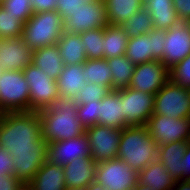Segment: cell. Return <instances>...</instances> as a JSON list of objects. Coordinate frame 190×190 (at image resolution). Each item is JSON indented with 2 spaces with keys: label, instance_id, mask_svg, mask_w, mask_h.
Masks as SVG:
<instances>
[{
  "label": "cell",
  "instance_id": "1",
  "mask_svg": "<svg viewBox=\"0 0 190 190\" xmlns=\"http://www.w3.org/2000/svg\"><path fill=\"white\" fill-rule=\"evenodd\" d=\"M47 145L38 112L0 114V148L9 151L14 176L22 183H29L47 160Z\"/></svg>",
  "mask_w": 190,
  "mask_h": 190
},
{
  "label": "cell",
  "instance_id": "2",
  "mask_svg": "<svg viewBox=\"0 0 190 190\" xmlns=\"http://www.w3.org/2000/svg\"><path fill=\"white\" fill-rule=\"evenodd\" d=\"M77 106L75 100H60L54 106L38 111L42 137L47 144L85 134V127L77 117Z\"/></svg>",
  "mask_w": 190,
  "mask_h": 190
},
{
  "label": "cell",
  "instance_id": "3",
  "mask_svg": "<svg viewBox=\"0 0 190 190\" xmlns=\"http://www.w3.org/2000/svg\"><path fill=\"white\" fill-rule=\"evenodd\" d=\"M158 146L146 125L124 127L120 135L117 157L139 172L157 160Z\"/></svg>",
  "mask_w": 190,
  "mask_h": 190
},
{
  "label": "cell",
  "instance_id": "4",
  "mask_svg": "<svg viewBox=\"0 0 190 190\" xmlns=\"http://www.w3.org/2000/svg\"><path fill=\"white\" fill-rule=\"evenodd\" d=\"M64 32V21L56 10L33 13L24 23L23 41L32 49L55 45Z\"/></svg>",
  "mask_w": 190,
  "mask_h": 190
},
{
  "label": "cell",
  "instance_id": "5",
  "mask_svg": "<svg viewBox=\"0 0 190 190\" xmlns=\"http://www.w3.org/2000/svg\"><path fill=\"white\" fill-rule=\"evenodd\" d=\"M29 86L23 71L0 73V114L30 111Z\"/></svg>",
  "mask_w": 190,
  "mask_h": 190
},
{
  "label": "cell",
  "instance_id": "6",
  "mask_svg": "<svg viewBox=\"0 0 190 190\" xmlns=\"http://www.w3.org/2000/svg\"><path fill=\"white\" fill-rule=\"evenodd\" d=\"M23 74L30 91V111L38 112L54 106L61 100L57 81L45 74L39 67L30 64L23 69Z\"/></svg>",
  "mask_w": 190,
  "mask_h": 190
},
{
  "label": "cell",
  "instance_id": "7",
  "mask_svg": "<svg viewBox=\"0 0 190 190\" xmlns=\"http://www.w3.org/2000/svg\"><path fill=\"white\" fill-rule=\"evenodd\" d=\"M181 119L190 117V101L186 87L169 79L155 94L154 113Z\"/></svg>",
  "mask_w": 190,
  "mask_h": 190
},
{
  "label": "cell",
  "instance_id": "8",
  "mask_svg": "<svg viewBox=\"0 0 190 190\" xmlns=\"http://www.w3.org/2000/svg\"><path fill=\"white\" fill-rule=\"evenodd\" d=\"M95 181L108 190H132L138 183V172L117 157L97 163Z\"/></svg>",
  "mask_w": 190,
  "mask_h": 190
},
{
  "label": "cell",
  "instance_id": "9",
  "mask_svg": "<svg viewBox=\"0 0 190 190\" xmlns=\"http://www.w3.org/2000/svg\"><path fill=\"white\" fill-rule=\"evenodd\" d=\"M165 40L166 31L153 28L149 33L130 38L125 56L135 65L154 60L161 61Z\"/></svg>",
  "mask_w": 190,
  "mask_h": 190
},
{
  "label": "cell",
  "instance_id": "10",
  "mask_svg": "<svg viewBox=\"0 0 190 190\" xmlns=\"http://www.w3.org/2000/svg\"><path fill=\"white\" fill-rule=\"evenodd\" d=\"M146 126L157 146L190 140V117L176 119L166 115L153 114Z\"/></svg>",
  "mask_w": 190,
  "mask_h": 190
},
{
  "label": "cell",
  "instance_id": "11",
  "mask_svg": "<svg viewBox=\"0 0 190 190\" xmlns=\"http://www.w3.org/2000/svg\"><path fill=\"white\" fill-rule=\"evenodd\" d=\"M109 24L104 0H85L64 21V31L82 33L95 28H105Z\"/></svg>",
  "mask_w": 190,
  "mask_h": 190
},
{
  "label": "cell",
  "instance_id": "12",
  "mask_svg": "<svg viewBox=\"0 0 190 190\" xmlns=\"http://www.w3.org/2000/svg\"><path fill=\"white\" fill-rule=\"evenodd\" d=\"M122 108L127 126L147 125L154 113L155 95L131 89H120Z\"/></svg>",
  "mask_w": 190,
  "mask_h": 190
},
{
  "label": "cell",
  "instance_id": "13",
  "mask_svg": "<svg viewBox=\"0 0 190 190\" xmlns=\"http://www.w3.org/2000/svg\"><path fill=\"white\" fill-rule=\"evenodd\" d=\"M122 129L96 124L85 128L95 163L117 158Z\"/></svg>",
  "mask_w": 190,
  "mask_h": 190
},
{
  "label": "cell",
  "instance_id": "14",
  "mask_svg": "<svg viewBox=\"0 0 190 190\" xmlns=\"http://www.w3.org/2000/svg\"><path fill=\"white\" fill-rule=\"evenodd\" d=\"M169 79V69L160 60H154L135 65L129 87L155 95Z\"/></svg>",
  "mask_w": 190,
  "mask_h": 190
},
{
  "label": "cell",
  "instance_id": "15",
  "mask_svg": "<svg viewBox=\"0 0 190 190\" xmlns=\"http://www.w3.org/2000/svg\"><path fill=\"white\" fill-rule=\"evenodd\" d=\"M164 44L161 62L170 69L190 55V27L188 24L180 21L166 30Z\"/></svg>",
  "mask_w": 190,
  "mask_h": 190
},
{
  "label": "cell",
  "instance_id": "16",
  "mask_svg": "<svg viewBox=\"0 0 190 190\" xmlns=\"http://www.w3.org/2000/svg\"><path fill=\"white\" fill-rule=\"evenodd\" d=\"M79 157H91L89 141L85 134L68 140L51 142L47 145V160L54 164L64 167Z\"/></svg>",
  "mask_w": 190,
  "mask_h": 190
},
{
  "label": "cell",
  "instance_id": "17",
  "mask_svg": "<svg viewBox=\"0 0 190 190\" xmlns=\"http://www.w3.org/2000/svg\"><path fill=\"white\" fill-rule=\"evenodd\" d=\"M33 50L23 41L22 37L0 39V69L23 71L32 64Z\"/></svg>",
  "mask_w": 190,
  "mask_h": 190
},
{
  "label": "cell",
  "instance_id": "18",
  "mask_svg": "<svg viewBox=\"0 0 190 190\" xmlns=\"http://www.w3.org/2000/svg\"><path fill=\"white\" fill-rule=\"evenodd\" d=\"M97 163L92 157L77 158L64 166L67 188L85 189L95 181Z\"/></svg>",
  "mask_w": 190,
  "mask_h": 190
},
{
  "label": "cell",
  "instance_id": "19",
  "mask_svg": "<svg viewBox=\"0 0 190 190\" xmlns=\"http://www.w3.org/2000/svg\"><path fill=\"white\" fill-rule=\"evenodd\" d=\"M98 124L118 129L126 127L120 90L109 91L100 101Z\"/></svg>",
  "mask_w": 190,
  "mask_h": 190
},
{
  "label": "cell",
  "instance_id": "20",
  "mask_svg": "<svg viewBox=\"0 0 190 190\" xmlns=\"http://www.w3.org/2000/svg\"><path fill=\"white\" fill-rule=\"evenodd\" d=\"M189 141H177L158 146L157 160L168 170L169 175L175 180H183L181 160L186 153Z\"/></svg>",
  "mask_w": 190,
  "mask_h": 190
},
{
  "label": "cell",
  "instance_id": "21",
  "mask_svg": "<svg viewBox=\"0 0 190 190\" xmlns=\"http://www.w3.org/2000/svg\"><path fill=\"white\" fill-rule=\"evenodd\" d=\"M56 81L61 100H74L86 84L83 64L64 65Z\"/></svg>",
  "mask_w": 190,
  "mask_h": 190
},
{
  "label": "cell",
  "instance_id": "22",
  "mask_svg": "<svg viewBox=\"0 0 190 190\" xmlns=\"http://www.w3.org/2000/svg\"><path fill=\"white\" fill-rule=\"evenodd\" d=\"M143 8L150 13L155 29L166 31L180 22L173 0H143Z\"/></svg>",
  "mask_w": 190,
  "mask_h": 190
},
{
  "label": "cell",
  "instance_id": "23",
  "mask_svg": "<svg viewBox=\"0 0 190 190\" xmlns=\"http://www.w3.org/2000/svg\"><path fill=\"white\" fill-rule=\"evenodd\" d=\"M29 184L34 190H65L64 167L46 160Z\"/></svg>",
  "mask_w": 190,
  "mask_h": 190
},
{
  "label": "cell",
  "instance_id": "24",
  "mask_svg": "<svg viewBox=\"0 0 190 190\" xmlns=\"http://www.w3.org/2000/svg\"><path fill=\"white\" fill-rule=\"evenodd\" d=\"M138 183L153 190H172L175 180L158 160L138 172Z\"/></svg>",
  "mask_w": 190,
  "mask_h": 190
},
{
  "label": "cell",
  "instance_id": "25",
  "mask_svg": "<svg viewBox=\"0 0 190 190\" xmlns=\"http://www.w3.org/2000/svg\"><path fill=\"white\" fill-rule=\"evenodd\" d=\"M56 45L64 65L83 64L87 60L79 33L64 31Z\"/></svg>",
  "mask_w": 190,
  "mask_h": 190
},
{
  "label": "cell",
  "instance_id": "26",
  "mask_svg": "<svg viewBox=\"0 0 190 190\" xmlns=\"http://www.w3.org/2000/svg\"><path fill=\"white\" fill-rule=\"evenodd\" d=\"M32 64L54 80H57L64 67L56 44L33 50Z\"/></svg>",
  "mask_w": 190,
  "mask_h": 190
},
{
  "label": "cell",
  "instance_id": "27",
  "mask_svg": "<svg viewBox=\"0 0 190 190\" xmlns=\"http://www.w3.org/2000/svg\"><path fill=\"white\" fill-rule=\"evenodd\" d=\"M129 37L119 25L107 24L102 36L104 58L111 59L125 55Z\"/></svg>",
  "mask_w": 190,
  "mask_h": 190
},
{
  "label": "cell",
  "instance_id": "28",
  "mask_svg": "<svg viewBox=\"0 0 190 190\" xmlns=\"http://www.w3.org/2000/svg\"><path fill=\"white\" fill-rule=\"evenodd\" d=\"M109 24L121 25L143 8V0H104Z\"/></svg>",
  "mask_w": 190,
  "mask_h": 190
},
{
  "label": "cell",
  "instance_id": "29",
  "mask_svg": "<svg viewBox=\"0 0 190 190\" xmlns=\"http://www.w3.org/2000/svg\"><path fill=\"white\" fill-rule=\"evenodd\" d=\"M112 74V90H120L130 85L135 64L125 55L107 59Z\"/></svg>",
  "mask_w": 190,
  "mask_h": 190
},
{
  "label": "cell",
  "instance_id": "30",
  "mask_svg": "<svg viewBox=\"0 0 190 190\" xmlns=\"http://www.w3.org/2000/svg\"><path fill=\"white\" fill-rule=\"evenodd\" d=\"M83 75L86 82L104 85L112 90V74L107 59H87L83 63Z\"/></svg>",
  "mask_w": 190,
  "mask_h": 190
},
{
  "label": "cell",
  "instance_id": "31",
  "mask_svg": "<svg viewBox=\"0 0 190 190\" xmlns=\"http://www.w3.org/2000/svg\"><path fill=\"white\" fill-rule=\"evenodd\" d=\"M119 26L124 30L129 39L149 33L154 28L150 13L144 8L140 9L136 14L131 15L127 21Z\"/></svg>",
  "mask_w": 190,
  "mask_h": 190
},
{
  "label": "cell",
  "instance_id": "32",
  "mask_svg": "<svg viewBox=\"0 0 190 190\" xmlns=\"http://www.w3.org/2000/svg\"><path fill=\"white\" fill-rule=\"evenodd\" d=\"M83 44H85V54L87 59H103L104 51L102 36L104 28H95L79 33Z\"/></svg>",
  "mask_w": 190,
  "mask_h": 190
},
{
  "label": "cell",
  "instance_id": "33",
  "mask_svg": "<svg viewBox=\"0 0 190 190\" xmlns=\"http://www.w3.org/2000/svg\"><path fill=\"white\" fill-rule=\"evenodd\" d=\"M24 24L0 5V39L22 36Z\"/></svg>",
  "mask_w": 190,
  "mask_h": 190
},
{
  "label": "cell",
  "instance_id": "34",
  "mask_svg": "<svg viewBox=\"0 0 190 190\" xmlns=\"http://www.w3.org/2000/svg\"><path fill=\"white\" fill-rule=\"evenodd\" d=\"M0 5L23 24L33 15L31 0H3Z\"/></svg>",
  "mask_w": 190,
  "mask_h": 190
},
{
  "label": "cell",
  "instance_id": "35",
  "mask_svg": "<svg viewBox=\"0 0 190 190\" xmlns=\"http://www.w3.org/2000/svg\"><path fill=\"white\" fill-rule=\"evenodd\" d=\"M100 110V101H89L88 103L78 104L77 117L85 127H91L98 124V114Z\"/></svg>",
  "mask_w": 190,
  "mask_h": 190
},
{
  "label": "cell",
  "instance_id": "36",
  "mask_svg": "<svg viewBox=\"0 0 190 190\" xmlns=\"http://www.w3.org/2000/svg\"><path fill=\"white\" fill-rule=\"evenodd\" d=\"M110 90L104 85L86 82L85 86L74 99L78 104L88 103L89 101H101Z\"/></svg>",
  "mask_w": 190,
  "mask_h": 190
},
{
  "label": "cell",
  "instance_id": "37",
  "mask_svg": "<svg viewBox=\"0 0 190 190\" xmlns=\"http://www.w3.org/2000/svg\"><path fill=\"white\" fill-rule=\"evenodd\" d=\"M170 79L182 87H190V55L169 69Z\"/></svg>",
  "mask_w": 190,
  "mask_h": 190
},
{
  "label": "cell",
  "instance_id": "38",
  "mask_svg": "<svg viewBox=\"0 0 190 190\" xmlns=\"http://www.w3.org/2000/svg\"><path fill=\"white\" fill-rule=\"evenodd\" d=\"M84 1L85 0H58L56 11L60 14L62 20L65 21Z\"/></svg>",
  "mask_w": 190,
  "mask_h": 190
},
{
  "label": "cell",
  "instance_id": "39",
  "mask_svg": "<svg viewBox=\"0 0 190 190\" xmlns=\"http://www.w3.org/2000/svg\"><path fill=\"white\" fill-rule=\"evenodd\" d=\"M14 175V161L6 149L0 148V176Z\"/></svg>",
  "mask_w": 190,
  "mask_h": 190
},
{
  "label": "cell",
  "instance_id": "40",
  "mask_svg": "<svg viewBox=\"0 0 190 190\" xmlns=\"http://www.w3.org/2000/svg\"><path fill=\"white\" fill-rule=\"evenodd\" d=\"M173 6L182 22L190 19V0H173Z\"/></svg>",
  "mask_w": 190,
  "mask_h": 190
},
{
  "label": "cell",
  "instance_id": "41",
  "mask_svg": "<svg viewBox=\"0 0 190 190\" xmlns=\"http://www.w3.org/2000/svg\"><path fill=\"white\" fill-rule=\"evenodd\" d=\"M58 0H31L33 13L56 10Z\"/></svg>",
  "mask_w": 190,
  "mask_h": 190
},
{
  "label": "cell",
  "instance_id": "42",
  "mask_svg": "<svg viewBox=\"0 0 190 190\" xmlns=\"http://www.w3.org/2000/svg\"><path fill=\"white\" fill-rule=\"evenodd\" d=\"M22 182L14 175L0 176V190H17Z\"/></svg>",
  "mask_w": 190,
  "mask_h": 190
},
{
  "label": "cell",
  "instance_id": "43",
  "mask_svg": "<svg viewBox=\"0 0 190 190\" xmlns=\"http://www.w3.org/2000/svg\"><path fill=\"white\" fill-rule=\"evenodd\" d=\"M181 168H183V180H190V142L181 160Z\"/></svg>",
  "mask_w": 190,
  "mask_h": 190
},
{
  "label": "cell",
  "instance_id": "44",
  "mask_svg": "<svg viewBox=\"0 0 190 190\" xmlns=\"http://www.w3.org/2000/svg\"><path fill=\"white\" fill-rule=\"evenodd\" d=\"M172 190H190V180L175 181Z\"/></svg>",
  "mask_w": 190,
  "mask_h": 190
},
{
  "label": "cell",
  "instance_id": "45",
  "mask_svg": "<svg viewBox=\"0 0 190 190\" xmlns=\"http://www.w3.org/2000/svg\"><path fill=\"white\" fill-rule=\"evenodd\" d=\"M84 190H108V189L104 187L102 184L94 181L90 185H88Z\"/></svg>",
  "mask_w": 190,
  "mask_h": 190
},
{
  "label": "cell",
  "instance_id": "46",
  "mask_svg": "<svg viewBox=\"0 0 190 190\" xmlns=\"http://www.w3.org/2000/svg\"><path fill=\"white\" fill-rule=\"evenodd\" d=\"M17 190H34L29 183H22Z\"/></svg>",
  "mask_w": 190,
  "mask_h": 190
},
{
  "label": "cell",
  "instance_id": "47",
  "mask_svg": "<svg viewBox=\"0 0 190 190\" xmlns=\"http://www.w3.org/2000/svg\"><path fill=\"white\" fill-rule=\"evenodd\" d=\"M132 190H153V189H148L145 185H142L140 183H137Z\"/></svg>",
  "mask_w": 190,
  "mask_h": 190
},
{
  "label": "cell",
  "instance_id": "48",
  "mask_svg": "<svg viewBox=\"0 0 190 190\" xmlns=\"http://www.w3.org/2000/svg\"><path fill=\"white\" fill-rule=\"evenodd\" d=\"M65 190H83V189H76V188H65Z\"/></svg>",
  "mask_w": 190,
  "mask_h": 190
},
{
  "label": "cell",
  "instance_id": "49",
  "mask_svg": "<svg viewBox=\"0 0 190 190\" xmlns=\"http://www.w3.org/2000/svg\"><path fill=\"white\" fill-rule=\"evenodd\" d=\"M187 91H188V98H189V101H190V87L187 88Z\"/></svg>",
  "mask_w": 190,
  "mask_h": 190
},
{
  "label": "cell",
  "instance_id": "50",
  "mask_svg": "<svg viewBox=\"0 0 190 190\" xmlns=\"http://www.w3.org/2000/svg\"><path fill=\"white\" fill-rule=\"evenodd\" d=\"M186 23L188 24V26L190 27V19L188 21H186Z\"/></svg>",
  "mask_w": 190,
  "mask_h": 190
}]
</instances>
